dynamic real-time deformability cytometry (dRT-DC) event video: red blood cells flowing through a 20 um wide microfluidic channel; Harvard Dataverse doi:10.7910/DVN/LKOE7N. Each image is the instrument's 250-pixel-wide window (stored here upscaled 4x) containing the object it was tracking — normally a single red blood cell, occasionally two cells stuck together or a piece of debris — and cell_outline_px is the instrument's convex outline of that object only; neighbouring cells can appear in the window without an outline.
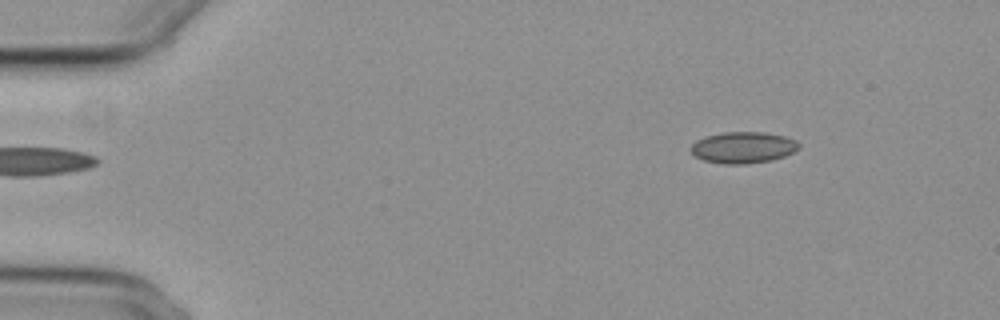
{"species": "common noctule bat (a hibernating species)", "species_latin": "Nyctalus noctula", "temperature_condition": "cold", "stored_images_in_passage": 49, "camera_frame_rate_fps": 3000, "um_per_image_px": 0.085, "animal": {"sex": "female", "body_mass_g": 29.2, "forearm_length_mm": 56.3}, "frame": {"image": 1, "passage_image": 1, "time_ms": 0.0, "image_size_px": [1000, 320], "cell_outline_px": [[800, 148], [784, 156], [772, 160], [744, 164], [724, 164], [704, 160], [696, 156], [688, 148], [696, 140], [708, 136], [724, 132], [764, 132], [784, 136], [796, 140], [800, 144]], "centroid_in_image_um": [63.17, 12.53], "position_along_channel_um": 21.8, "area_um2": 19.71}}
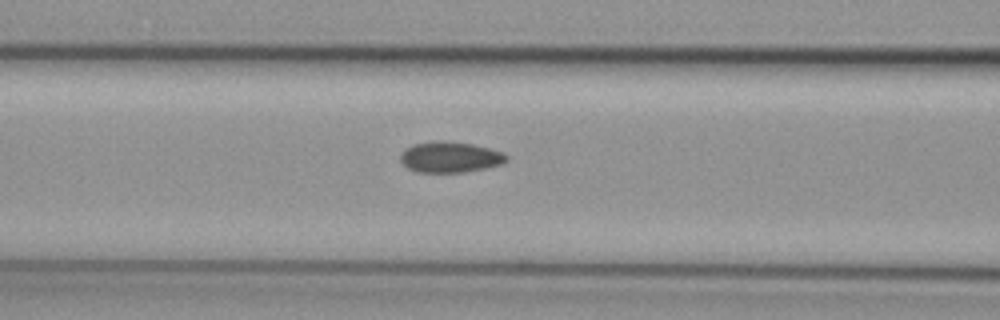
{"frame": {"image": 2, "passage_image": 17, "time_ms": 5.333, "image_size_px": [1000, 320], "cell_outline_px": [[508, 160], [500, 164], [484, 168], [464, 172], [416, 172], [408, 168], [400, 160], [400, 156], [412, 144], [436, 140], [440, 140], [472, 144], [504, 152], [508, 156]], "centroid_in_image_um": [38.27, 13.35], "position_along_channel_um": 128.3, "area_um2": 18.9}}
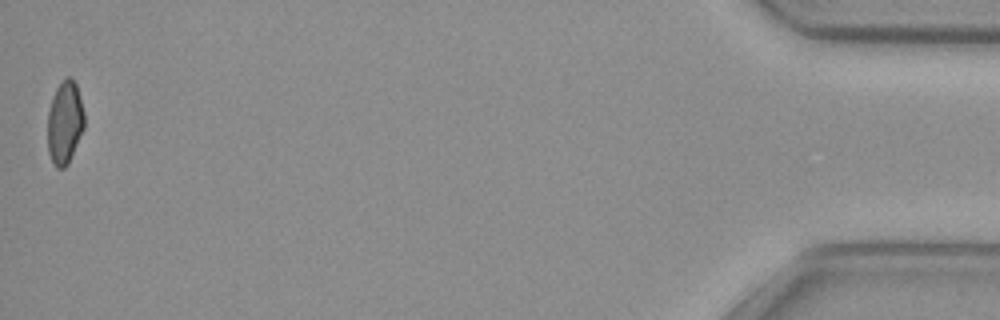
{"frame": {"image": 3, "passage_image": 49, "time_ms": 16.0, "image_size_px": [1000, 320], "cell_outline_px": [[84, 128], [68, 164], [64, 168], [56, 168], [48, 152], [48, 112], [52, 96], [56, 88], [64, 76], [72, 76], [76, 84], [80, 96], [84, 112]], "centroid_in_image_um": [5.51, 10.37], "position_along_channel_um": 429.7, "area_um2": 17.92}, "authors_computed_cell_mechanics": {"area_um2": 18.9584, "velocity_mm_per_s": 3.7243, "shape_relaxation_time_tau1_ms": null, "shape_relaxation_time_tau2_ms": 3.0972, "deformation_change_tau1": null, "deformation_change_tau2": 0.0803}}